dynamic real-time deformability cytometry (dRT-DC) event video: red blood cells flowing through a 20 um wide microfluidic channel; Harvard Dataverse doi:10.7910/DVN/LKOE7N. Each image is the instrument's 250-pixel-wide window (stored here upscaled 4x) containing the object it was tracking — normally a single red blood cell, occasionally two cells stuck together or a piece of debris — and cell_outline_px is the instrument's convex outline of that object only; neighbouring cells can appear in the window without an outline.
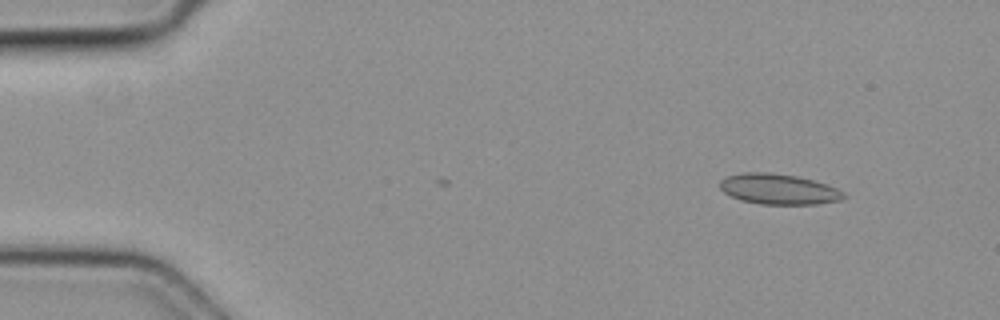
{"species": "common noctule bat (a hibernating species)", "species_latin": "Nyctalus noctula", "temperature_condition": "cold", "stored_images_in_passage": 5, "camera_frame_rate_fps": 3000, "um_per_image_px": 0.085, "animal": {"sex": "female", "body_mass_g": 19.3, "forearm_length_mm": 54.1}, "frame": {"image": 1, "passage_image": 1, "time_ms": 0.0, "image_size_px": [1000, 320], "cell_outline_px": [[848, 196], [840, 200], [816, 204], [760, 204], [740, 200], [724, 192], [720, 188], [720, 180], [728, 176], [744, 172], [768, 172], [796, 176], [828, 184], [844, 192]], "centroid_in_image_um": [66.2, 16.08], "position_along_channel_um": 18.8, "area_um2": 21.96}}
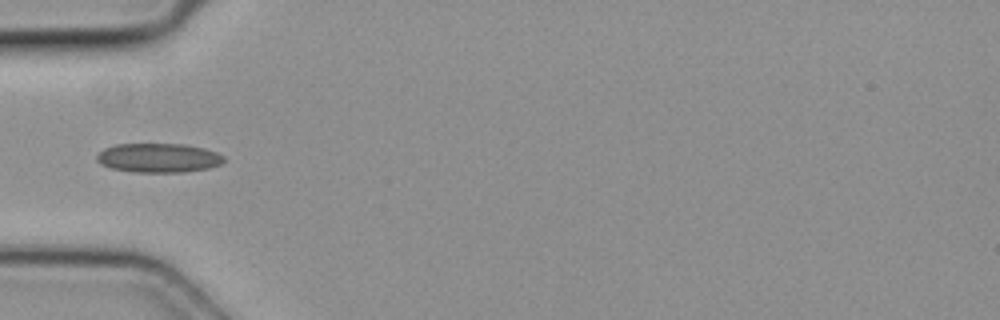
{"frame": {"image": 2, "passage_image": 4, "time_ms": 1.0, "image_size_px": [1000, 320], "cell_outline_px": [[224, 160], [220, 164], [208, 168], [184, 172], [132, 172], [112, 168], [100, 164], [96, 160], [96, 156], [104, 148], [116, 144], [184, 144], [204, 148], [216, 152], [224, 156]], "centroid_in_image_um": [13.46, 13.42], "position_along_channel_um": 71.5, "area_um2": 21.62}}
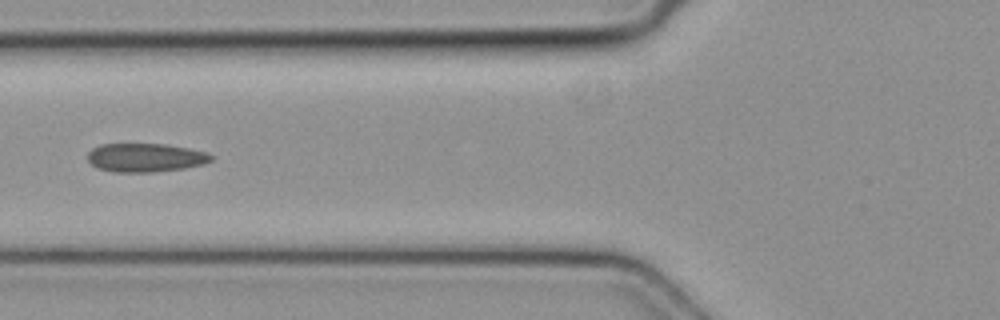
{"frame": {"image": 3, "passage_image": 5, "time_ms": 1.333, "image_size_px": [1000, 320], "cell_outline_px": [[212, 160], [204, 164], [184, 168], [152, 172], [112, 172], [100, 168], [92, 164], [88, 160], [88, 152], [92, 148], [100, 144], [164, 144], [188, 148], [208, 152], [212, 156]], "centroid_in_image_um": [12.37, 13.39], "position_along_channel_um": 113.4, "area_um2": 20.58}}